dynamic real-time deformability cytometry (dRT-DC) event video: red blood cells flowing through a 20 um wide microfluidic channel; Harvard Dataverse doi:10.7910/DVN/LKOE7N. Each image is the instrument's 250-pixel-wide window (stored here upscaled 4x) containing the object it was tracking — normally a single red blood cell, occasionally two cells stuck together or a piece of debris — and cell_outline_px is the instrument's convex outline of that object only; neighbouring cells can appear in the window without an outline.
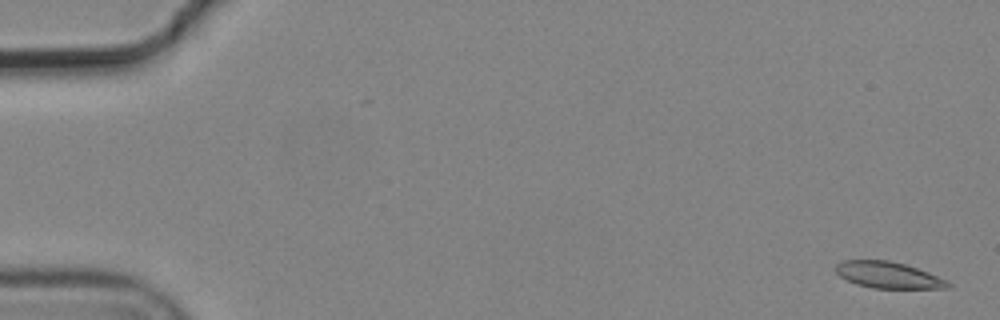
{"species": "common noctule bat (a hibernating species)", "species_latin": "Nyctalus noctula", "temperature_condition": "cold", "stored_images_in_passage": 6, "camera_frame_rate_fps": 3000, "um_per_image_px": 0.085, "animal": {"sex": "male", "body_mass_g": 19.2, "forearm_length_mm": 51.8}, "frame": {"image": 1, "passage_image": 1, "time_ms": 0.0, "image_size_px": [1000, 320], "cell_outline_px": [[952, 288], [872, 288], [856, 284], [840, 276], [836, 272], [836, 264], [844, 260], [888, 260], [904, 264], [928, 272], [948, 280], [952, 284]], "centroid_in_image_um": [75.53, 23.38], "position_along_channel_um": 9.5, "area_um2": 17.22}}